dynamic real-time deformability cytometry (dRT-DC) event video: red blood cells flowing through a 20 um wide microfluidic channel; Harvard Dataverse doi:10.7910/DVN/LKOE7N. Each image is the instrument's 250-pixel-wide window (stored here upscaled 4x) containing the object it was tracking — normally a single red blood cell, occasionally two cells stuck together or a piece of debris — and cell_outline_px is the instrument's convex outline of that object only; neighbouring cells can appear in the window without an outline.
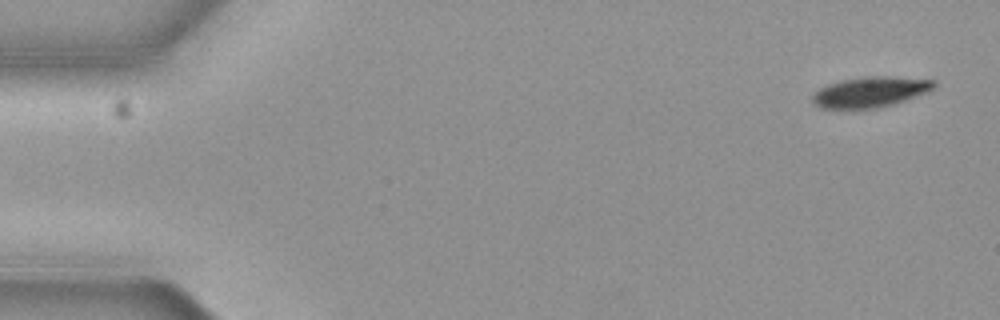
{"species": "common noctule bat (a hibernating species)", "species_latin": "Nyctalus noctula", "temperature_condition": "cold", "stored_images_in_passage": 6, "segment_of_instrument_passage": [2, 2], "camera_frame_rate_fps": 3000, "um_per_image_px": 0.085, "animal": {"sex": "female", "body_mass_g": 19.3, "forearm_length_mm": 54.1}, "frame": {"image": 1, "passage_image": 6, "time_ms": 1.667, "image_size_px": [1000, 320], "cell_outline_px": [[936, 84], [928, 92], [892, 104], [876, 108], [820, 108], [812, 100], [812, 96], [820, 88], [828, 84], [840, 80], [868, 76], [888, 76], [936, 80]], "centroid_in_image_um": [73.98, 7.8], "position_along_channel_um": 11.0, "area_um2": 21.33}}